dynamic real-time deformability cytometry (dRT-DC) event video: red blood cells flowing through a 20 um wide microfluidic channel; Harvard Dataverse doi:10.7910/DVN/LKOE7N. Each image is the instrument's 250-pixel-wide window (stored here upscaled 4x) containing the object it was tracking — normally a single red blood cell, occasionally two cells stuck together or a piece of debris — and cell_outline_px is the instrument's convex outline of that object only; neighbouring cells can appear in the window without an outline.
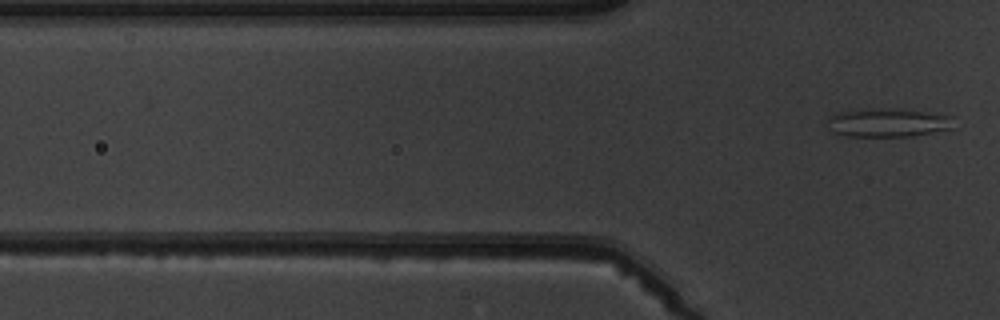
{"species": "common noctule bat (a hibernating species)", "species_latin": "Nyctalus noctula", "temperature_condition": "warm", "stored_images_in_passage": 3, "segment_of_instrument_passage": [2, 2], "camera_frame_rate_fps": 3000, "um_per_image_px": 0.085, "animal": {"sex": "male", "body_mass_g": 19.5, "forearm_length_mm": 54.6}, "frame": {"image": 1, "passage_image": 3, "time_ms": 3.0, "image_size_px": [1000, 320], "cell_outline_px": [[952, 128], [908, 136], [848, 136], [832, 132], [828, 128], [828, 120], [832, 116], [840, 112], [868, 108], [888, 108], [924, 112], [952, 116]], "centroid_in_image_um": [75.42, 10.42], "position_along_channel_um": 50.4, "area_um2": 20.63}}